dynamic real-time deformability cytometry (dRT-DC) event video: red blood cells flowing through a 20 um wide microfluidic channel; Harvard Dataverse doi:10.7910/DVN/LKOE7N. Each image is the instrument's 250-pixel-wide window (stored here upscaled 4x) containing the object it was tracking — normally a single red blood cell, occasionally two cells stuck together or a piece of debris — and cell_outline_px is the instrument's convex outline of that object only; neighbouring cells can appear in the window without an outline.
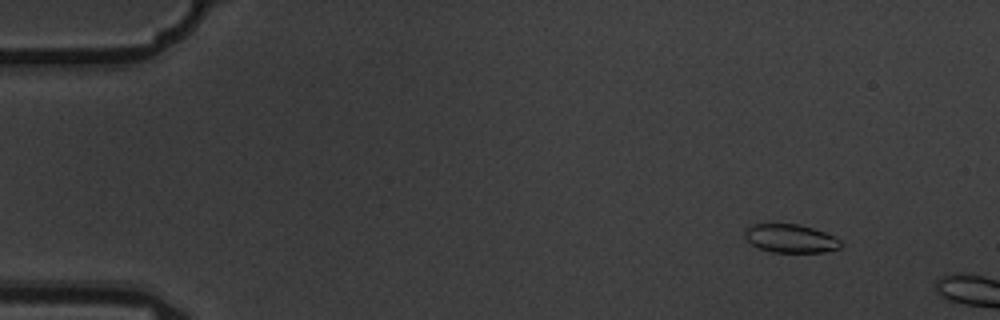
{"species": "common noctule bat (a hibernating species)", "species_latin": "Nyctalus noctula", "temperature_condition": "warm", "stored_images_in_passage": 4, "camera_frame_rate_fps": 3000, "um_per_image_px": 0.085, "animal": {"sex": "male", "body_mass_g": 19.5, "forearm_length_mm": 54.6}, "frame": {"image": 1, "passage_image": 2, "time_ms": 0.333, "image_size_px": [1000, 320], "cell_outline_px": [[840, 248], [824, 252], [772, 252], [760, 248], [752, 244], [744, 236], [744, 232], [752, 224], [800, 224], [824, 232], [840, 240]], "centroid_in_image_um": [67.19, 20.27], "position_along_channel_um": 17.8, "area_um2": 15.66}}